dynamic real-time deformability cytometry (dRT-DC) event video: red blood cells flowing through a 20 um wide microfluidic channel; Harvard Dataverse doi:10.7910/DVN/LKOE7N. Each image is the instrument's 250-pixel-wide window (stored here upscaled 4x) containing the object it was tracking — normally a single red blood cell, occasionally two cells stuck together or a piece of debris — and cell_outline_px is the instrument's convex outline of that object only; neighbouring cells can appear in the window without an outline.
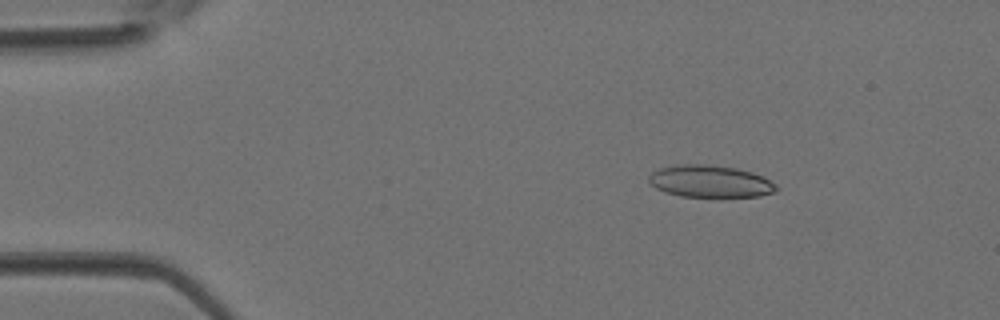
{"species": "Egyptian fruit bat (a non-hibernating species)", "species_latin": "Rousettus aegyptiacus", "temperature_condition": "room temperature", "stored_images_in_passage": 3, "camera_frame_rate_fps": 3000, "um_per_image_px": 0.085, "animal": {"sex": "female"}, "frame": {"image": 1, "passage_image": 1, "time_ms": 0.0, "image_size_px": [1000, 320], "cell_outline_px": [[776, 192], [760, 196], [680, 196], [664, 192], [656, 188], [648, 180], [648, 176], [652, 172], [660, 168], [676, 164], [708, 164], [736, 168], [752, 172], [764, 176], [776, 184]], "centroid_in_image_um": [60.36, 15.4], "position_along_channel_um": 24.6, "area_um2": 23.87}}